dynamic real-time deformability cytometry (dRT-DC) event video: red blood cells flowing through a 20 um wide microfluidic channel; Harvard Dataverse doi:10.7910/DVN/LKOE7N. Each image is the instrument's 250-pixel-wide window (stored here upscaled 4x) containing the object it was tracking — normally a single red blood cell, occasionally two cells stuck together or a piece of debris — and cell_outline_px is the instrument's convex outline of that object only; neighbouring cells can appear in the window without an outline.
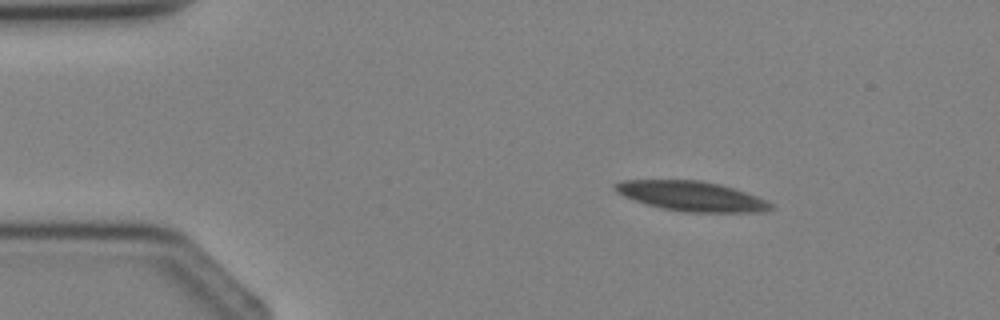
{"species": "Egyptian fruit bat (a non-hibernating species)", "species_latin": "Rousettus aegyptiacus", "temperature_condition": "cold", "stored_images_in_passage": 2, "camera_frame_rate_fps": 3000, "um_per_image_px": 0.085, "animal": {"sex": "female"}, "frame": {"image": 1, "passage_image": 1, "time_ms": 0.0, "image_size_px": [1000, 320], "cell_outline_px": [[776, 208], [764, 212], [684, 212], [664, 208], [648, 204], [624, 196], [616, 192], [612, 188], [612, 184], [624, 180], [700, 180], [720, 184], [768, 200], [776, 204]], "centroid_in_image_um": [58.83, 16.67], "position_along_channel_um": 26.2, "area_um2": 27.11}}